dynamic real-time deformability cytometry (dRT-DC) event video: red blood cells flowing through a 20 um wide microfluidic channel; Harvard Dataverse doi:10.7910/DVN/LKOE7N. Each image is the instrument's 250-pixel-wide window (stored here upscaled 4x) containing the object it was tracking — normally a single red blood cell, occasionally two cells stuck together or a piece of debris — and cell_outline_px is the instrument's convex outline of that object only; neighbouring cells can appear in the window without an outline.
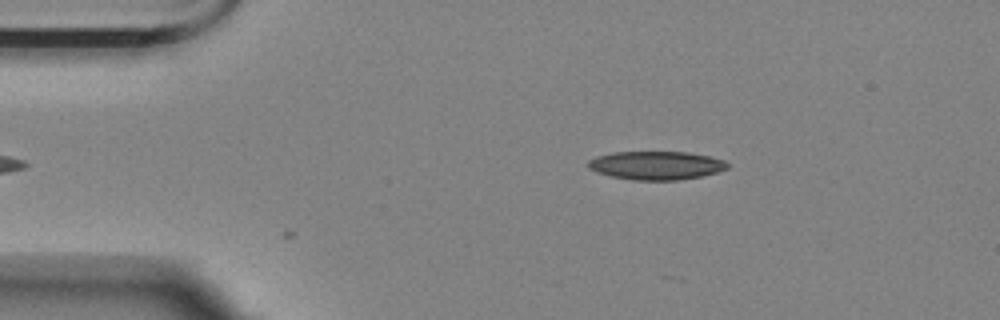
{"species": "Egyptian fruit bat (a non-hibernating species)", "species_latin": "Rousettus aegyptiacus", "temperature_condition": "room temperature", "stored_images_in_passage": 3, "camera_frame_rate_fps": 3000, "um_per_image_px": 0.085, "animal": {"sex": "female"}, "frame": {"image": 1, "passage_image": 3, "time_ms": 0.667, "image_size_px": [1000, 320], "cell_outline_px": [[728, 168], [716, 172], [700, 176], [676, 180], [632, 180], [612, 176], [596, 172], [588, 168], [588, 160], [596, 156], [612, 152], [688, 152], [708, 156], [724, 160], [728, 164]], "centroid_in_image_um": [55.74, 14.05], "position_along_channel_um": 29.3, "area_um2": 23.0}}